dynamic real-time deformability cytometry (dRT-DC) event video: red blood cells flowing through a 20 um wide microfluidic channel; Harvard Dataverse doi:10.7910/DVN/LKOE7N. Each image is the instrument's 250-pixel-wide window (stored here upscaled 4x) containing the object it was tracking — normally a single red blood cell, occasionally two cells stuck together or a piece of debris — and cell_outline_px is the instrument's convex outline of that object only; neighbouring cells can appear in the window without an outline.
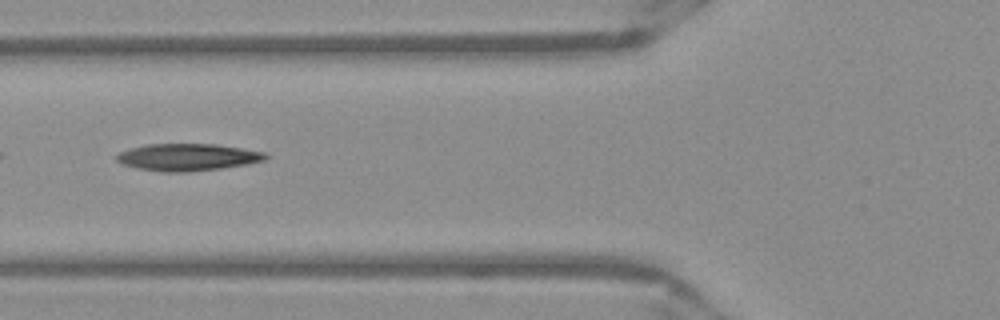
{"species": "Egyptian fruit bat (a non-hibernating species)", "species_latin": "Rousettus aegyptiacus", "temperature_condition": "warm", "stored_images_in_passage": 37, "camera_frame_rate_fps": 3000, "um_per_image_px": 0.085, "frame": {"image": 1, "passage_image": 5, "time_ms": 1.333, "image_size_px": [1000, 320], "cell_outline_px": [[268, 156], [264, 160], [244, 164], [220, 168], [188, 172], [160, 172], [140, 168], [124, 164], [116, 160], [116, 156], [120, 152], [132, 148], [148, 144], [216, 144], [264, 152]], "centroid_in_image_um": [15.93, 13.36], "position_along_channel_um": 109.9, "area_um2": 23.12}}
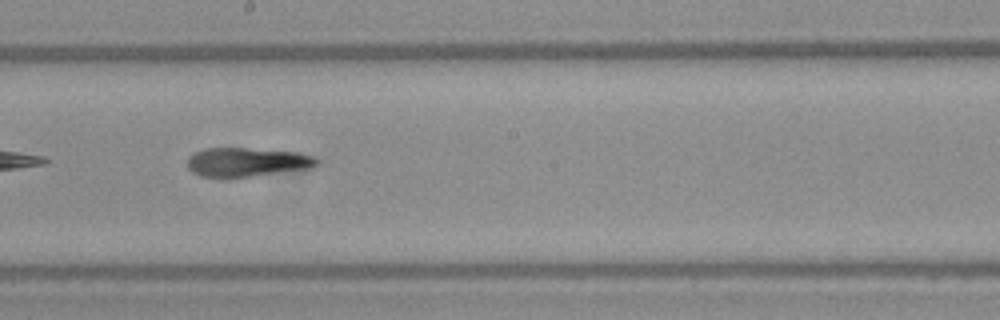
{"frame": {"image": 2, "passage_image": 14, "time_ms": 4.333, "image_size_px": [1000, 320], "cell_outline_px": [[320, 164], [312, 168], [252, 176], [200, 176], [192, 172], [188, 168], [188, 156], [204, 148], [244, 148], [296, 152], [316, 156], [320, 160]], "centroid_in_image_um": [21.05, 13.76], "position_along_channel_um": 227.2, "area_um2": 21.73}}
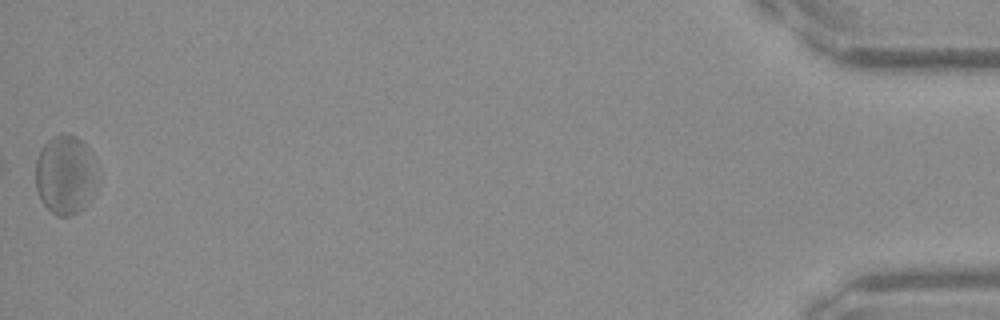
{"frame": {"image": 3, "passage_image": 37, "time_ms": 12.0, "image_size_px": [1000, 320], "cell_outline_px": [[92, 180], [84, 208], [68, 216], [56, 216], [40, 200], [36, 188], [36, 160], [44, 144], [52, 136], [60, 132], [76, 136], [84, 144], [92, 172]], "centroid_in_image_um": [5.4, 14.85], "position_along_channel_um": 429.8, "area_um2": 26.76}, "authors_computed_cell_mechanics": {"area_um2": 23.5824, "velocity_mm_per_s": 3.8999, "shape_relaxation_time_tau1_ms": null, "shape_relaxation_time_tau2_ms": 3.5132, "deformation_change_tau1": null, "deformation_change_tau2": 0.1532}}